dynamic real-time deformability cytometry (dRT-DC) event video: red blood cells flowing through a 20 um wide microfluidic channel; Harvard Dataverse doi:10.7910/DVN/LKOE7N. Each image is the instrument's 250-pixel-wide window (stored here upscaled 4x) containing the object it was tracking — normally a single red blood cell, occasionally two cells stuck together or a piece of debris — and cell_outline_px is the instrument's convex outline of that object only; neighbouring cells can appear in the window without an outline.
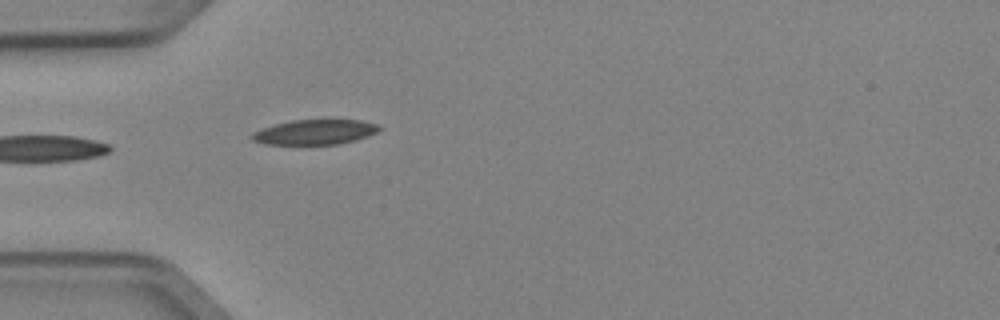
{"species": "Egyptian fruit bat (a non-hibernating species)", "species_latin": "Rousettus aegyptiacus", "temperature_condition": "cold", "stored_images_in_passage": 3, "camera_frame_rate_fps": 3000, "um_per_image_px": 0.085, "animal": {"sex": "female"}, "frame": {"image": 1, "passage_image": 3, "time_ms": 0.667, "image_size_px": [1000, 320], "cell_outline_px": [[380, 128], [376, 132], [368, 136], [356, 140], [336, 144], [264, 144], [252, 140], [248, 136], [252, 132], [276, 124], [292, 120], [360, 120], [380, 124]], "centroid_in_image_um": [26.76, 11.22], "position_along_channel_um": 58.2, "area_um2": 18.44}}